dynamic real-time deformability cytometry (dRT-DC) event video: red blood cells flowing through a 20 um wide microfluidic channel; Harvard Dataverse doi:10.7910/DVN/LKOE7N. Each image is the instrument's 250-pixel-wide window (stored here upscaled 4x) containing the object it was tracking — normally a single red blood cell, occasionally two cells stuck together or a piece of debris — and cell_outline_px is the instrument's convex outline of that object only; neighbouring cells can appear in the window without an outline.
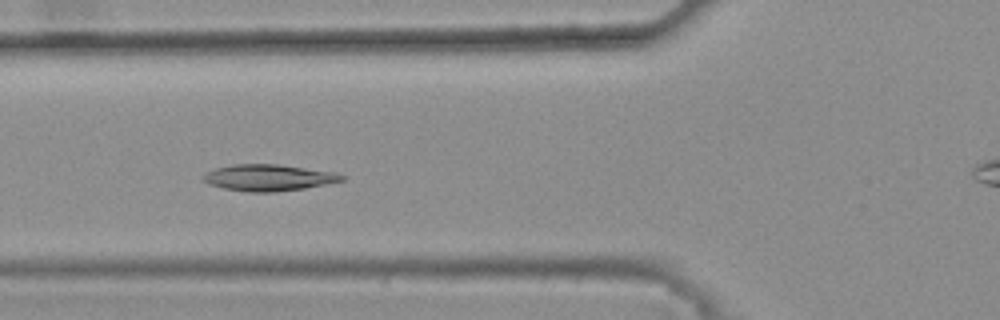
{"species": "common noctule bat (a hibernating species)", "species_latin": "Nyctalus noctula", "temperature_condition": "warm", "stored_images_in_passage": 28, "camera_frame_rate_fps": 3000, "um_per_image_px": 0.085, "animal": {"sex": "female", "body_mass_g": 25.1}, "frame": {"image": 1, "passage_image": 3, "time_ms": 0.667, "image_size_px": [1000, 320], "cell_outline_px": [[348, 176], [344, 180], [304, 188], [276, 192], [248, 192], [224, 188], [208, 184], [200, 180], [200, 176], [216, 168], [232, 164], [276, 164], [336, 172]], "centroid_in_image_um": [22.8, 15.1], "position_along_channel_um": 103.0, "area_um2": 21.44}}
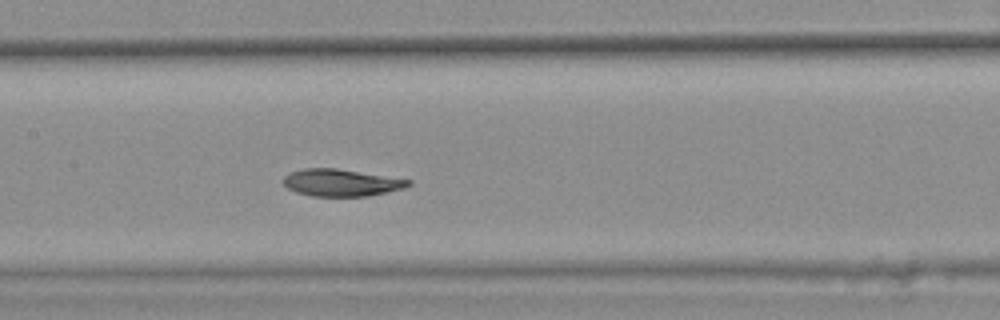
{"frame": {"image": 2, "passage_image": 9, "time_ms": 2.667, "image_size_px": [1000, 320], "cell_outline_px": [[412, 184], [404, 188], [368, 196], [312, 196], [296, 192], [288, 188], [280, 180], [288, 172], [304, 168], [336, 168], [412, 180]], "centroid_in_image_um": [28.96, 15.52], "position_along_channel_um": 178.4, "area_um2": 19.83}}
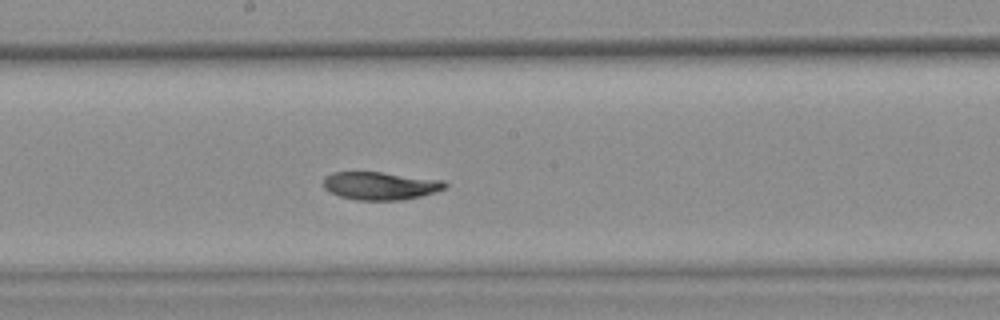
{"frame": {"image": 3, "passage_image": 12, "time_ms": 3.667, "image_size_px": [1000, 320], "cell_outline_px": [[448, 184], [444, 188], [420, 196], [404, 200], [356, 200], [340, 196], [324, 188], [324, 176], [332, 172], [380, 172], [444, 180]], "centroid_in_image_um": [32.31, 15.78], "position_along_channel_um": 215.9, "area_um2": 19.65}}